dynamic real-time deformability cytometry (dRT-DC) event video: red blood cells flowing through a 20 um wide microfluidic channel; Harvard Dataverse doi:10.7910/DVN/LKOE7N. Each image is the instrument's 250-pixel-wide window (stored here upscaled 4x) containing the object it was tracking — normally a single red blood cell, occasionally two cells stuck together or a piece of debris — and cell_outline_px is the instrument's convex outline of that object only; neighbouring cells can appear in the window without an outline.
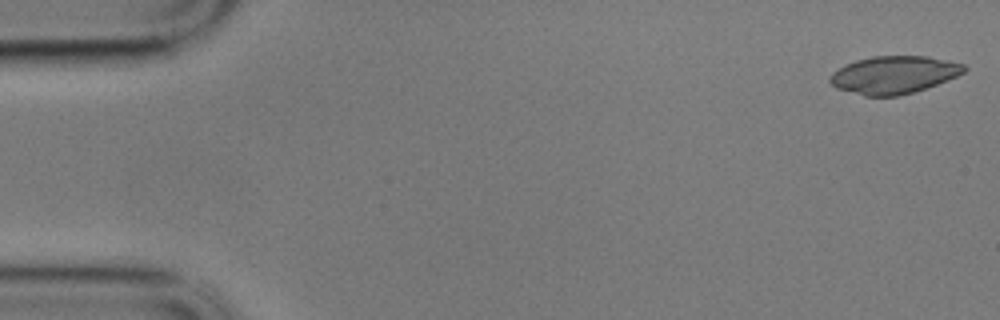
{"species": "common noctule bat (a hibernating species)", "species_latin": "Nyctalus noctula", "temperature_condition": "cold", "stored_images_in_passage": 58, "camera_frame_rate_fps": 3000, "um_per_image_px": 0.085, "animal": {"sex": "male", "body_mass_g": 17.9}, "frame": {"image": 1, "passage_image": 1, "time_ms": 0.0, "image_size_px": [1000, 320], "cell_outline_px": [[968, 68], [964, 72], [956, 76], [936, 84], [900, 96], [864, 96], [836, 88], [828, 80], [828, 76], [832, 72], [856, 60], [872, 56], [928, 56], [964, 64]], "centroid_in_image_um": [75.95, 6.36], "position_along_channel_um": 9.0, "area_um2": 29.25}}